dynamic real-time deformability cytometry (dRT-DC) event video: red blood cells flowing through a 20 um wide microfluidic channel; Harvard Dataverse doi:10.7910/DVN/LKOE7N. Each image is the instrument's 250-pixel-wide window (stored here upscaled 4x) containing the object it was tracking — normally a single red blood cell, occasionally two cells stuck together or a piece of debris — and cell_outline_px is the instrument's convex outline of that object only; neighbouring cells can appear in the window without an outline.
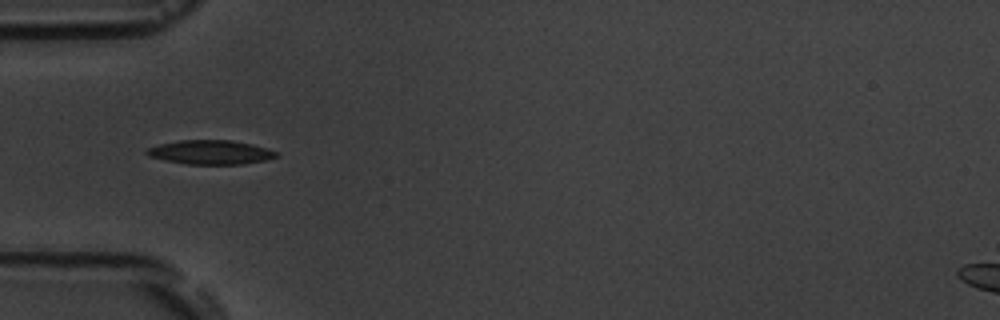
{"species": "common noctule bat (a hibernating species)", "species_latin": "Nyctalus noctula", "temperature_condition": "room temperature", "stored_images_in_passage": 3, "camera_frame_rate_fps": 3000, "um_per_image_px": 0.085, "animal": {"sex": "male", "body_mass_g": 19.5, "forearm_length_mm": 54.6}, "frame": {"image": 1, "passage_image": 1, "time_ms": 0.0, "image_size_px": [1000, 320], "cell_outline_px": [[280, 156], [264, 160], [244, 164], [188, 164], [164, 160], [148, 156], [144, 152], [148, 148], [160, 144], [180, 140], [232, 140], [252, 144], [268, 148], [276, 152]], "centroid_in_image_um": [17.9, 12.94], "position_along_channel_um": 67.1, "area_um2": 18.21}}
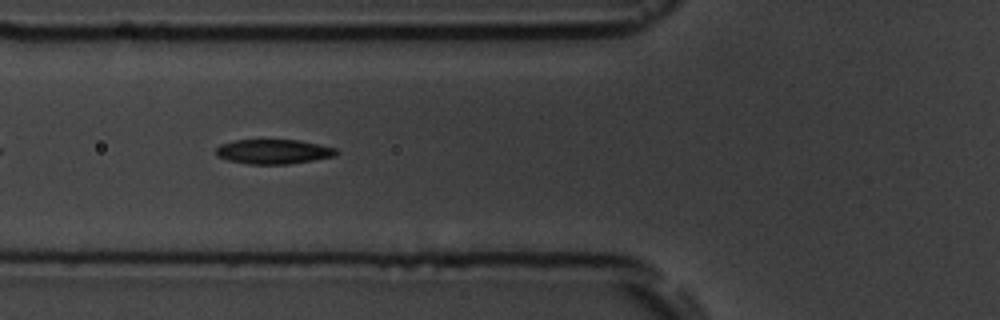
{"frame": {"image": 2, "passage_image": 2, "time_ms": 1.0, "image_size_px": [1000, 320], "cell_outline_px": [[340, 152], [336, 156], [288, 164], [248, 164], [228, 160], [216, 156], [216, 148], [220, 144], [232, 140], [300, 140], [336, 148]], "centroid_in_image_um": [23.24, 12.88], "position_along_channel_um": 102.6, "area_um2": 17.34}}
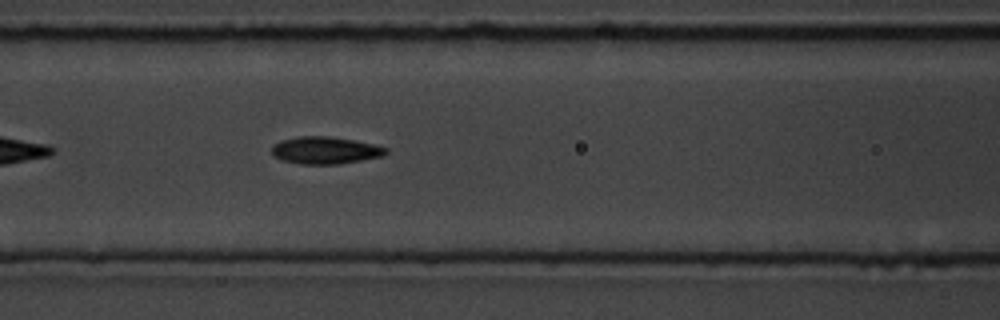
{"frame": {"image": 3, "passage_image": 3, "time_ms": 2.0, "image_size_px": [1000, 320], "cell_outline_px": [[388, 152], [380, 156], [340, 164], [300, 164], [280, 160], [272, 152], [272, 148], [276, 144], [284, 140], [300, 136], [328, 136], [376, 144], [388, 148]], "centroid_in_image_um": [27.67, 12.78], "position_along_channel_um": 138.9, "area_um2": 17.86}}